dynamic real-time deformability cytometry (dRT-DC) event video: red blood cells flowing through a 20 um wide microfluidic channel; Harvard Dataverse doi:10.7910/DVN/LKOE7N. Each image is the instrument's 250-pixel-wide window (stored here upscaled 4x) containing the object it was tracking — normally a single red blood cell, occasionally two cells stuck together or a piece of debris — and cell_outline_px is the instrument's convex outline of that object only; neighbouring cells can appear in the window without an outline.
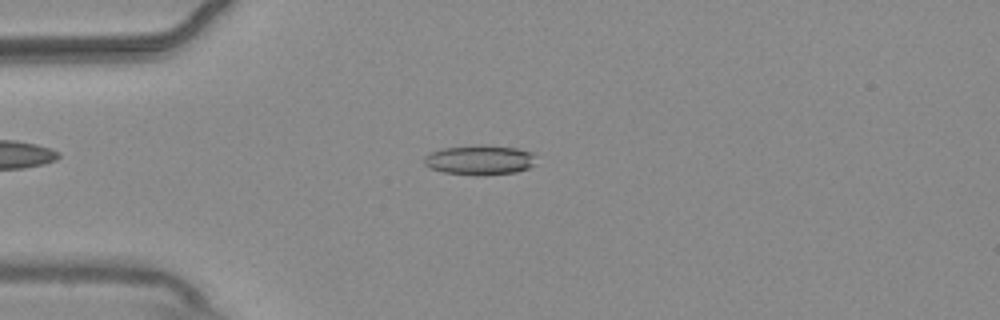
{"species": "common noctule bat (a hibernating species)", "species_latin": "Nyctalus noctula", "temperature_condition": "warm", "stored_images_in_passage": 49, "camera_frame_rate_fps": 3000, "um_per_image_px": 0.085, "animal": {"sex": "male", "body_mass_g": 20.4}, "frame": {"image": 1, "passage_image": 8, "time_ms": 2.333, "image_size_px": [1000, 320], "cell_outline_px": [[536, 164], [528, 168], [516, 172], [484, 176], [476, 176], [444, 172], [432, 168], [424, 164], [424, 156], [440, 148], [480, 144], [516, 148], [532, 152], [536, 156]], "centroid_in_image_um": [40.81, 13.6], "position_along_channel_um": 44.2, "area_um2": 19.77}}
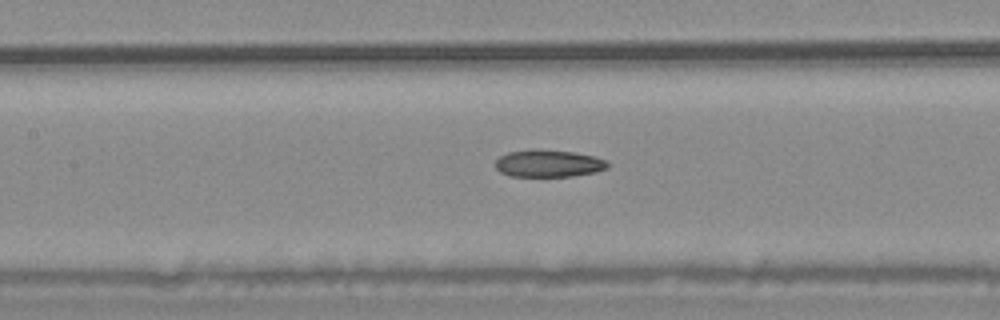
{"frame": {"image": 2, "passage_image": 19, "time_ms": 6.0, "image_size_px": [1000, 320], "cell_outline_px": [[608, 168], [596, 172], [572, 176], [508, 176], [500, 172], [496, 168], [496, 160], [500, 156], [508, 152], [532, 148], [536, 148], [576, 152], [596, 156], [608, 160]], "centroid_in_image_um": [46.64, 13.87], "position_along_channel_um": 160.8, "area_um2": 18.21}}
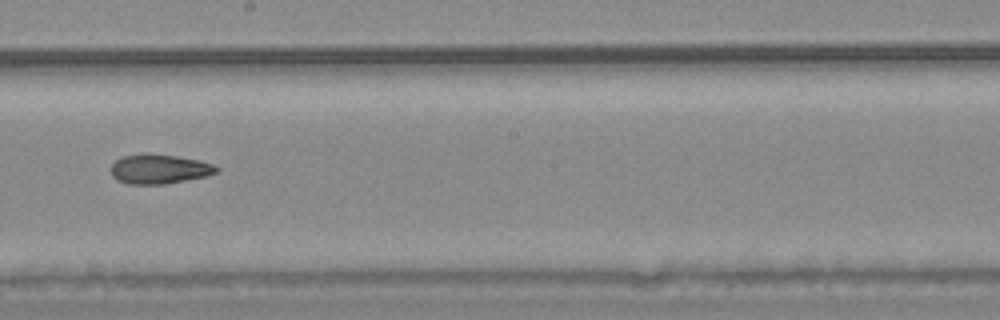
{"frame": {"image": 3, "passage_image": 25, "time_ms": 8.0, "image_size_px": [1000, 320], "cell_outline_px": [[220, 168], [216, 172], [204, 176], [164, 184], [128, 184], [116, 180], [112, 176], [112, 164], [116, 160], [124, 156], [148, 152], [176, 156], [196, 160], [212, 164]], "centroid_in_image_um": [13.49, 14.36], "position_along_channel_um": 234.7, "area_um2": 17.98}, "authors_computed_cell_mechanics": {"area_um2": 18.5538, "velocity_mm_per_s": 3.7024, "shape_relaxation_time_tau1_ms": null, "shape_relaxation_time_tau2_ms": 4.6816, "deformation_change_tau1": null, "deformation_change_tau2": 0.1276}}